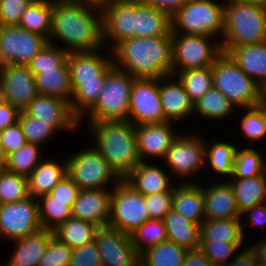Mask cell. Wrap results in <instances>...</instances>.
I'll use <instances>...</instances> for the list:
<instances>
[{
  "label": "cell",
  "mask_w": 266,
  "mask_h": 266,
  "mask_svg": "<svg viewBox=\"0 0 266 266\" xmlns=\"http://www.w3.org/2000/svg\"><path fill=\"white\" fill-rule=\"evenodd\" d=\"M51 20L48 43L59 46L60 41L59 47L68 53L105 48L100 9L77 0H52Z\"/></svg>",
  "instance_id": "1"
},
{
  "label": "cell",
  "mask_w": 266,
  "mask_h": 266,
  "mask_svg": "<svg viewBox=\"0 0 266 266\" xmlns=\"http://www.w3.org/2000/svg\"><path fill=\"white\" fill-rule=\"evenodd\" d=\"M113 64L134 78L172 75V36L133 37L112 50Z\"/></svg>",
  "instance_id": "2"
},
{
  "label": "cell",
  "mask_w": 266,
  "mask_h": 266,
  "mask_svg": "<svg viewBox=\"0 0 266 266\" xmlns=\"http://www.w3.org/2000/svg\"><path fill=\"white\" fill-rule=\"evenodd\" d=\"M67 65L73 91L70 107L80 119L95 104L103 90L107 72L114 66L112 51L101 48L93 52H72L68 55Z\"/></svg>",
  "instance_id": "3"
},
{
  "label": "cell",
  "mask_w": 266,
  "mask_h": 266,
  "mask_svg": "<svg viewBox=\"0 0 266 266\" xmlns=\"http://www.w3.org/2000/svg\"><path fill=\"white\" fill-rule=\"evenodd\" d=\"M92 145L123 180L140 162L135 126L127 120L93 121L87 127Z\"/></svg>",
  "instance_id": "4"
},
{
  "label": "cell",
  "mask_w": 266,
  "mask_h": 266,
  "mask_svg": "<svg viewBox=\"0 0 266 266\" xmlns=\"http://www.w3.org/2000/svg\"><path fill=\"white\" fill-rule=\"evenodd\" d=\"M221 50L266 41V6L224 1Z\"/></svg>",
  "instance_id": "5"
},
{
  "label": "cell",
  "mask_w": 266,
  "mask_h": 266,
  "mask_svg": "<svg viewBox=\"0 0 266 266\" xmlns=\"http://www.w3.org/2000/svg\"><path fill=\"white\" fill-rule=\"evenodd\" d=\"M212 83L239 110L255 107L264 98L263 89L224 52L212 66Z\"/></svg>",
  "instance_id": "6"
},
{
  "label": "cell",
  "mask_w": 266,
  "mask_h": 266,
  "mask_svg": "<svg viewBox=\"0 0 266 266\" xmlns=\"http://www.w3.org/2000/svg\"><path fill=\"white\" fill-rule=\"evenodd\" d=\"M126 71L113 66L106 75L103 90L95 104L79 119V126L87 117V122L127 120L130 95L134 81Z\"/></svg>",
  "instance_id": "7"
},
{
  "label": "cell",
  "mask_w": 266,
  "mask_h": 266,
  "mask_svg": "<svg viewBox=\"0 0 266 266\" xmlns=\"http://www.w3.org/2000/svg\"><path fill=\"white\" fill-rule=\"evenodd\" d=\"M224 1L188 0L171 18L172 33L223 36Z\"/></svg>",
  "instance_id": "8"
},
{
  "label": "cell",
  "mask_w": 266,
  "mask_h": 266,
  "mask_svg": "<svg viewBox=\"0 0 266 266\" xmlns=\"http://www.w3.org/2000/svg\"><path fill=\"white\" fill-rule=\"evenodd\" d=\"M70 154L67 175L80 189H112L121 180L93 145Z\"/></svg>",
  "instance_id": "9"
},
{
  "label": "cell",
  "mask_w": 266,
  "mask_h": 266,
  "mask_svg": "<svg viewBox=\"0 0 266 266\" xmlns=\"http://www.w3.org/2000/svg\"><path fill=\"white\" fill-rule=\"evenodd\" d=\"M190 133V134H189ZM182 132L173 141L164 158L163 164L166 165L171 175H175L179 183L199 182L197 174L205 170V145L204 139L196 132ZM194 133V134H193ZM200 173V174H199ZM190 180H189V179ZM193 179V180H191Z\"/></svg>",
  "instance_id": "10"
},
{
  "label": "cell",
  "mask_w": 266,
  "mask_h": 266,
  "mask_svg": "<svg viewBox=\"0 0 266 266\" xmlns=\"http://www.w3.org/2000/svg\"><path fill=\"white\" fill-rule=\"evenodd\" d=\"M172 44L174 76L187 69L212 67L222 53L220 41L206 35L172 33Z\"/></svg>",
  "instance_id": "11"
},
{
  "label": "cell",
  "mask_w": 266,
  "mask_h": 266,
  "mask_svg": "<svg viewBox=\"0 0 266 266\" xmlns=\"http://www.w3.org/2000/svg\"><path fill=\"white\" fill-rule=\"evenodd\" d=\"M149 219L144 195L120 180L112 188L108 226L131 235Z\"/></svg>",
  "instance_id": "12"
},
{
  "label": "cell",
  "mask_w": 266,
  "mask_h": 266,
  "mask_svg": "<svg viewBox=\"0 0 266 266\" xmlns=\"http://www.w3.org/2000/svg\"><path fill=\"white\" fill-rule=\"evenodd\" d=\"M41 229L37 198L29 196L15 203L1 204L0 241L11 242Z\"/></svg>",
  "instance_id": "13"
},
{
  "label": "cell",
  "mask_w": 266,
  "mask_h": 266,
  "mask_svg": "<svg viewBox=\"0 0 266 266\" xmlns=\"http://www.w3.org/2000/svg\"><path fill=\"white\" fill-rule=\"evenodd\" d=\"M128 121L134 126L164 122L159 78H135L132 84Z\"/></svg>",
  "instance_id": "14"
},
{
  "label": "cell",
  "mask_w": 266,
  "mask_h": 266,
  "mask_svg": "<svg viewBox=\"0 0 266 266\" xmlns=\"http://www.w3.org/2000/svg\"><path fill=\"white\" fill-rule=\"evenodd\" d=\"M47 43L42 35L18 26H0V61L27 65Z\"/></svg>",
  "instance_id": "15"
},
{
  "label": "cell",
  "mask_w": 266,
  "mask_h": 266,
  "mask_svg": "<svg viewBox=\"0 0 266 266\" xmlns=\"http://www.w3.org/2000/svg\"><path fill=\"white\" fill-rule=\"evenodd\" d=\"M38 95L33 73L26 64H5L0 68V99L20 112Z\"/></svg>",
  "instance_id": "16"
},
{
  "label": "cell",
  "mask_w": 266,
  "mask_h": 266,
  "mask_svg": "<svg viewBox=\"0 0 266 266\" xmlns=\"http://www.w3.org/2000/svg\"><path fill=\"white\" fill-rule=\"evenodd\" d=\"M94 241L103 266H140V255L129 234L104 226L97 229Z\"/></svg>",
  "instance_id": "17"
},
{
  "label": "cell",
  "mask_w": 266,
  "mask_h": 266,
  "mask_svg": "<svg viewBox=\"0 0 266 266\" xmlns=\"http://www.w3.org/2000/svg\"><path fill=\"white\" fill-rule=\"evenodd\" d=\"M105 48L113 50L120 42L135 37V0H119L101 10Z\"/></svg>",
  "instance_id": "18"
},
{
  "label": "cell",
  "mask_w": 266,
  "mask_h": 266,
  "mask_svg": "<svg viewBox=\"0 0 266 266\" xmlns=\"http://www.w3.org/2000/svg\"><path fill=\"white\" fill-rule=\"evenodd\" d=\"M173 122L141 124L135 126L138 154L143 162L164 160L168 149L178 137ZM153 158V159H152ZM149 159V160H148Z\"/></svg>",
  "instance_id": "19"
},
{
  "label": "cell",
  "mask_w": 266,
  "mask_h": 266,
  "mask_svg": "<svg viewBox=\"0 0 266 266\" xmlns=\"http://www.w3.org/2000/svg\"><path fill=\"white\" fill-rule=\"evenodd\" d=\"M28 115L50 124L58 133L78 132L79 119L72 113L70 104L59 98L38 94L24 110Z\"/></svg>",
  "instance_id": "20"
},
{
  "label": "cell",
  "mask_w": 266,
  "mask_h": 266,
  "mask_svg": "<svg viewBox=\"0 0 266 266\" xmlns=\"http://www.w3.org/2000/svg\"><path fill=\"white\" fill-rule=\"evenodd\" d=\"M202 178L201 181H205L203 185L205 219L241 218L230 182L212 178L208 182L206 180L208 177L205 180L204 177Z\"/></svg>",
  "instance_id": "21"
},
{
  "label": "cell",
  "mask_w": 266,
  "mask_h": 266,
  "mask_svg": "<svg viewBox=\"0 0 266 266\" xmlns=\"http://www.w3.org/2000/svg\"><path fill=\"white\" fill-rule=\"evenodd\" d=\"M112 189H80L71 209L72 217L98 227L108 226Z\"/></svg>",
  "instance_id": "22"
},
{
  "label": "cell",
  "mask_w": 266,
  "mask_h": 266,
  "mask_svg": "<svg viewBox=\"0 0 266 266\" xmlns=\"http://www.w3.org/2000/svg\"><path fill=\"white\" fill-rule=\"evenodd\" d=\"M159 94L164 113V122L184 121L193 113V103L183 84L174 75L159 78Z\"/></svg>",
  "instance_id": "23"
},
{
  "label": "cell",
  "mask_w": 266,
  "mask_h": 266,
  "mask_svg": "<svg viewBox=\"0 0 266 266\" xmlns=\"http://www.w3.org/2000/svg\"><path fill=\"white\" fill-rule=\"evenodd\" d=\"M153 161H141L123 180L135 191L145 195L174 191V180L171 181L170 173ZM166 170V171H165Z\"/></svg>",
  "instance_id": "24"
},
{
  "label": "cell",
  "mask_w": 266,
  "mask_h": 266,
  "mask_svg": "<svg viewBox=\"0 0 266 266\" xmlns=\"http://www.w3.org/2000/svg\"><path fill=\"white\" fill-rule=\"evenodd\" d=\"M53 236V231L41 229L34 234L11 241L15 247L0 266H38Z\"/></svg>",
  "instance_id": "25"
},
{
  "label": "cell",
  "mask_w": 266,
  "mask_h": 266,
  "mask_svg": "<svg viewBox=\"0 0 266 266\" xmlns=\"http://www.w3.org/2000/svg\"><path fill=\"white\" fill-rule=\"evenodd\" d=\"M204 206L202 182H176L172 210L200 226L205 220Z\"/></svg>",
  "instance_id": "26"
},
{
  "label": "cell",
  "mask_w": 266,
  "mask_h": 266,
  "mask_svg": "<svg viewBox=\"0 0 266 266\" xmlns=\"http://www.w3.org/2000/svg\"><path fill=\"white\" fill-rule=\"evenodd\" d=\"M227 54L263 91L266 90V41L233 47Z\"/></svg>",
  "instance_id": "27"
},
{
  "label": "cell",
  "mask_w": 266,
  "mask_h": 266,
  "mask_svg": "<svg viewBox=\"0 0 266 266\" xmlns=\"http://www.w3.org/2000/svg\"><path fill=\"white\" fill-rule=\"evenodd\" d=\"M67 175L66 158L59 161L44 158L28 177L29 195L38 198L48 194Z\"/></svg>",
  "instance_id": "28"
},
{
  "label": "cell",
  "mask_w": 266,
  "mask_h": 266,
  "mask_svg": "<svg viewBox=\"0 0 266 266\" xmlns=\"http://www.w3.org/2000/svg\"><path fill=\"white\" fill-rule=\"evenodd\" d=\"M215 139L208 142L204 138L205 145V165L204 171L210 170L216 177L215 180H228L233 173V162L237 150V144ZM235 144V145H234Z\"/></svg>",
  "instance_id": "29"
},
{
  "label": "cell",
  "mask_w": 266,
  "mask_h": 266,
  "mask_svg": "<svg viewBox=\"0 0 266 266\" xmlns=\"http://www.w3.org/2000/svg\"><path fill=\"white\" fill-rule=\"evenodd\" d=\"M172 36L171 18L135 0V37Z\"/></svg>",
  "instance_id": "30"
},
{
  "label": "cell",
  "mask_w": 266,
  "mask_h": 266,
  "mask_svg": "<svg viewBox=\"0 0 266 266\" xmlns=\"http://www.w3.org/2000/svg\"><path fill=\"white\" fill-rule=\"evenodd\" d=\"M163 221L169 241L188 251L199 249L200 226L190 222L174 210L168 212Z\"/></svg>",
  "instance_id": "31"
},
{
  "label": "cell",
  "mask_w": 266,
  "mask_h": 266,
  "mask_svg": "<svg viewBox=\"0 0 266 266\" xmlns=\"http://www.w3.org/2000/svg\"><path fill=\"white\" fill-rule=\"evenodd\" d=\"M36 89L40 95H48L71 103L73 96L67 62L57 70L40 71L34 76Z\"/></svg>",
  "instance_id": "32"
},
{
  "label": "cell",
  "mask_w": 266,
  "mask_h": 266,
  "mask_svg": "<svg viewBox=\"0 0 266 266\" xmlns=\"http://www.w3.org/2000/svg\"><path fill=\"white\" fill-rule=\"evenodd\" d=\"M240 214L266 202V172L246 179H228Z\"/></svg>",
  "instance_id": "33"
},
{
  "label": "cell",
  "mask_w": 266,
  "mask_h": 266,
  "mask_svg": "<svg viewBox=\"0 0 266 266\" xmlns=\"http://www.w3.org/2000/svg\"><path fill=\"white\" fill-rule=\"evenodd\" d=\"M236 109V106L213 86L193 104V113L206 121L230 119L238 111Z\"/></svg>",
  "instance_id": "34"
},
{
  "label": "cell",
  "mask_w": 266,
  "mask_h": 266,
  "mask_svg": "<svg viewBox=\"0 0 266 266\" xmlns=\"http://www.w3.org/2000/svg\"><path fill=\"white\" fill-rule=\"evenodd\" d=\"M241 218L208 220L200 225V242H245Z\"/></svg>",
  "instance_id": "35"
},
{
  "label": "cell",
  "mask_w": 266,
  "mask_h": 266,
  "mask_svg": "<svg viewBox=\"0 0 266 266\" xmlns=\"http://www.w3.org/2000/svg\"><path fill=\"white\" fill-rule=\"evenodd\" d=\"M52 0H32L22 13L18 27L42 35L47 40L51 32Z\"/></svg>",
  "instance_id": "36"
},
{
  "label": "cell",
  "mask_w": 266,
  "mask_h": 266,
  "mask_svg": "<svg viewBox=\"0 0 266 266\" xmlns=\"http://www.w3.org/2000/svg\"><path fill=\"white\" fill-rule=\"evenodd\" d=\"M248 146L249 144L237 147L233 173L229 179H246L266 172V156L264 157V153H261L263 152L261 148L256 150L255 147Z\"/></svg>",
  "instance_id": "37"
},
{
  "label": "cell",
  "mask_w": 266,
  "mask_h": 266,
  "mask_svg": "<svg viewBox=\"0 0 266 266\" xmlns=\"http://www.w3.org/2000/svg\"><path fill=\"white\" fill-rule=\"evenodd\" d=\"M37 201L42 229L54 231L72 217L71 209L75 201L53 200L50 193L39 196Z\"/></svg>",
  "instance_id": "38"
},
{
  "label": "cell",
  "mask_w": 266,
  "mask_h": 266,
  "mask_svg": "<svg viewBox=\"0 0 266 266\" xmlns=\"http://www.w3.org/2000/svg\"><path fill=\"white\" fill-rule=\"evenodd\" d=\"M98 228L92 223L71 217L57 227L53 233L73 250L93 242Z\"/></svg>",
  "instance_id": "39"
},
{
  "label": "cell",
  "mask_w": 266,
  "mask_h": 266,
  "mask_svg": "<svg viewBox=\"0 0 266 266\" xmlns=\"http://www.w3.org/2000/svg\"><path fill=\"white\" fill-rule=\"evenodd\" d=\"M187 252L172 241H163L140 255V266H182Z\"/></svg>",
  "instance_id": "40"
},
{
  "label": "cell",
  "mask_w": 266,
  "mask_h": 266,
  "mask_svg": "<svg viewBox=\"0 0 266 266\" xmlns=\"http://www.w3.org/2000/svg\"><path fill=\"white\" fill-rule=\"evenodd\" d=\"M41 147L37 144L26 143L7 156L4 168L11 173L28 178L43 160Z\"/></svg>",
  "instance_id": "41"
},
{
  "label": "cell",
  "mask_w": 266,
  "mask_h": 266,
  "mask_svg": "<svg viewBox=\"0 0 266 266\" xmlns=\"http://www.w3.org/2000/svg\"><path fill=\"white\" fill-rule=\"evenodd\" d=\"M183 84L191 102H197L212 86V67L187 69L175 75Z\"/></svg>",
  "instance_id": "42"
},
{
  "label": "cell",
  "mask_w": 266,
  "mask_h": 266,
  "mask_svg": "<svg viewBox=\"0 0 266 266\" xmlns=\"http://www.w3.org/2000/svg\"><path fill=\"white\" fill-rule=\"evenodd\" d=\"M135 250L141 255L147 249L168 240L163 220L149 219L136 229L131 235Z\"/></svg>",
  "instance_id": "43"
},
{
  "label": "cell",
  "mask_w": 266,
  "mask_h": 266,
  "mask_svg": "<svg viewBox=\"0 0 266 266\" xmlns=\"http://www.w3.org/2000/svg\"><path fill=\"white\" fill-rule=\"evenodd\" d=\"M28 178L0 168V202L15 203L29 197Z\"/></svg>",
  "instance_id": "44"
},
{
  "label": "cell",
  "mask_w": 266,
  "mask_h": 266,
  "mask_svg": "<svg viewBox=\"0 0 266 266\" xmlns=\"http://www.w3.org/2000/svg\"><path fill=\"white\" fill-rule=\"evenodd\" d=\"M69 53L59 46L47 43L27 64L34 76L40 71L57 70L68 59Z\"/></svg>",
  "instance_id": "45"
},
{
  "label": "cell",
  "mask_w": 266,
  "mask_h": 266,
  "mask_svg": "<svg viewBox=\"0 0 266 266\" xmlns=\"http://www.w3.org/2000/svg\"><path fill=\"white\" fill-rule=\"evenodd\" d=\"M18 122L27 143L37 144L43 147L56 134L58 135V132L50 124L28 115L25 111L20 112Z\"/></svg>",
  "instance_id": "46"
},
{
  "label": "cell",
  "mask_w": 266,
  "mask_h": 266,
  "mask_svg": "<svg viewBox=\"0 0 266 266\" xmlns=\"http://www.w3.org/2000/svg\"><path fill=\"white\" fill-rule=\"evenodd\" d=\"M247 242H200L199 250L214 266H225Z\"/></svg>",
  "instance_id": "47"
},
{
  "label": "cell",
  "mask_w": 266,
  "mask_h": 266,
  "mask_svg": "<svg viewBox=\"0 0 266 266\" xmlns=\"http://www.w3.org/2000/svg\"><path fill=\"white\" fill-rule=\"evenodd\" d=\"M244 114L240 117V130L242 132V137L246 138L252 146V142L262 139L263 141L266 137V127L262 115V111L257 107L242 108Z\"/></svg>",
  "instance_id": "48"
},
{
  "label": "cell",
  "mask_w": 266,
  "mask_h": 266,
  "mask_svg": "<svg viewBox=\"0 0 266 266\" xmlns=\"http://www.w3.org/2000/svg\"><path fill=\"white\" fill-rule=\"evenodd\" d=\"M71 257L72 249L53 236L38 266H69Z\"/></svg>",
  "instance_id": "49"
},
{
  "label": "cell",
  "mask_w": 266,
  "mask_h": 266,
  "mask_svg": "<svg viewBox=\"0 0 266 266\" xmlns=\"http://www.w3.org/2000/svg\"><path fill=\"white\" fill-rule=\"evenodd\" d=\"M144 197L150 219L163 220L165 215L172 210L173 191L145 195Z\"/></svg>",
  "instance_id": "50"
},
{
  "label": "cell",
  "mask_w": 266,
  "mask_h": 266,
  "mask_svg": "<svg viewBox=\"0 0 266 266\" xmlns=\"http://www.w3.org/2000/svg\"><path fill=\"white\" fill-rule=\"evenodd\" d=\"M32 0H1L0 26H18L22 13Z\"/></svg>",
  "instance_id": "51"
},
{
  "label": "cell",
  "mask_w": 266,
  "mask_h": 266,
  "mask_svg": "<svg viewBox=\"0 0 266 266\" xmlns=\"http://www.w3.org/2000/svg\"><path fill=\"white\" fill-rule=\"evenodd\" d=\"M69 266H103L95 241L73 249Z\"/></svg>",
  "instance_id": "52"
},
{
  "label": "cell",
  "mask_w": 266,
  "mask_h": 266,
  "mask_svg": "<svg viewBox=\"0 0 266 266\" xmlns=\"http://www.w3.org/2000/svg\"><path fill=\"white\" fill-rule=\"evenodd\" d=\"M1 136L6 158L9 154L17 151L20 147L27 143L19 122H16L1 131Z\"/></svg>",
  "instance_id": "53"
},
{
  "label": "cell",
  "mask_w": 266,
  "mask_h": 266,
  "mask_svg": "<svg viewBox=\"0 0 266 266\" xmlns=\"http://www.w3.org/2000/svg\"><path fill=\"white\" fill-rule=\"evenodd\" d=\"M241 221H242L241 224H242V231H243L244 239H247L246 238L247 235L245 233V230H246L245 227L246 226H248V229H250L249 226L252 228L253 227L255 228V226H258L259 229L264 228V231H265V228H266V202L259 204V205H256V206H253L251 209L246 210L244 213H242L241 214Z\"/></svg>",
  "instance_id": "54"
},
{
  "label": "cell",
  "mask_w": 266,
  "mask_h": 266,
  "mask_svg": "<svg viewBox=\"0 0 266 266\" xmlns=\"http://www.w3.org/2000/svg\"><path fill=\"white\" fill-rule=\"evenodd\" d=\"M79 190L80 188L66 175L51 190L50 194L53 196V200L76 201Z\"/></svg>",
  "instance_id": "55"
},
{
  "label": "cell",
  "mask_w": 266,
  "mask_h": 266,
  "mask_svg": "<svg viewBox=\"0 0 266 266\" xmlns=\"http://www.w3.org/2000/svg\"><path fill=\"white\" fill-rule=\"evenodd\" d=\"M143 4L150 6L172 18L188 0H140Z\"/></svg>",
  "instance_id": "56"
},
{
  "label": "cell",
  "mask_w": 266,
  "mask_h": 266,
  "mask_svg": "<svg viewBox=\"0 0 266 266\" xmlns=\"http://www.w3.org/2000/svg\"><path fill=\"white\" fill-rule=\"evenodd\" d=\"M19 114L17 108L0 99V131L18 122Z\"/></svg>",
  "instance_id": "57"
},
{
  "label": "cell",
  "mask_w": 266,
  "mask_h": 266,
  "mask_svg": "<svg viewBox=\"0 0 266 266\" xmlns=\"http://www.w3.org/2000/svg\"><path fill=\"white\" fill-rule=\"evenodd\" d=\"M225 266H258L255 254L248 245L240 249L235 257Z\"/></svg>",
  "instance_id": "58"
},
{
  "label": "cell",
  "mask_w": 266,
  "mask_h": 266,
  "mask_svg": "<svg viewBox=\"0 0 266 266\" xmlns=\"http://www.w3.org/2000/svg\"><path fill=\"white\" fill-rule=\"evenodd\" d=\"M182 266H214L209 259L198 249L188 251Z\"/></svg>",
  "instance_id": "59"
},
{
  "label": "cell",
  "mask_w": 266,
  "mask_h": 266,
  "mask_svg": "<svg viewBox=\"0 0 266 266\" xmlns=\"http://www.w3.org/2000/svg\"><path fill=\"white\" fill-rule=\"evenodd\" d=\"M260 238L255 239V242L252 241V245L249 246L255 254L258 266H266V236Z\"/></svg>",
  "instance_id": "60"
},
{
  "label": "cell",
  "mask_w": 266,
  "mask_h": 266,
  "mask_svg": "<svg viewBox=\"0 0 266 266\" xmlns=\"http://www.w3.org/2000/svg\"><path fill=\"white\" fill-rule=\"evenodd\" d=\"M77 1H80L86 6L102 10L107 6L113 5L115 2L119 0H77Z\"/></svg>",
  "instance_id": "61"
},
{
  "label": "cell",
  "mask_w": 266,
  "mask_h": 266,
  "mask_svg": "<svg viewBox=\"0 0 266 266\" xmlns=\"http://www.w3.org/2000/svg\"><path fill=\"white\" fill-rule=\"evenodd\" d=\"M6 164V154L2 145V136L0 131V168H4Z\"/></svg>",
  "instance_id": "62"
},
{
  "label": "cell",
  "mask_w": 266,
  "mask_h": 266,
  "mask_svg": "<svg viewBox=\"0 0 266 266\" xmlns=\"http://www.w3.org/2000/svg\"><path fill=\"white\" fill-rule=\"evenodd\" d=\"M261 111L266 127V98L264 97L257 105H256Z\"/></svg>",
  "instance_id": "63"
},
{
  "label": "cell",
  "mask_w": 266,
  "mask_h": 266,
  "mask_svg": "<svg viewBox=\"0 0 266 266\" xmlns=\"http://www.w3.org/2000/svg\"><path fill=\"white\" fill-rule=\"evenodd\" d=\"M224 1L256 3L262 6H266V0H224Z\"/></svg>",
  "instance_id": "64"
}]
</instances>
